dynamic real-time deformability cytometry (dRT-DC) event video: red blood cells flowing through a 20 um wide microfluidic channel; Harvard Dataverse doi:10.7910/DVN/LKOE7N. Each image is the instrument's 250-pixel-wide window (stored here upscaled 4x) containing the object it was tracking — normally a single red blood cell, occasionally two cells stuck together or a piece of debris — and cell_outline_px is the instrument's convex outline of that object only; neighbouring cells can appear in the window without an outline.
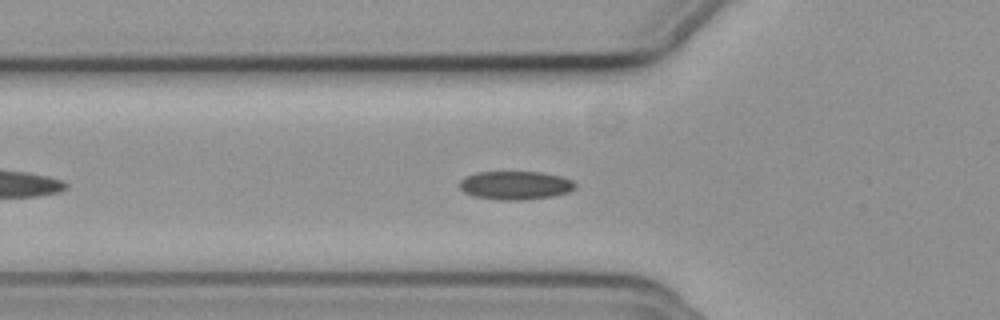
{"species": "common noctule bat (a hibernating species)", "species_latin": "Nyctalus noctula", "temperature_condition": "cold", "stored_images_in_passage": 20, "camera_frame_rate_fps": 3000, "um_per_image_px": 0.085, "animal": {"sex": "female", "body_mass_g": 19.3, "forearm_length_mm": 54.1}, "frame": {"image": 1, "passage_image": 8, "time_ms": 2.333, "image_size_px": [1000, 320], "cell_outline_px": [[576, 188], [568, 192], [552, 196], [524, 200], [496, 200], [476, 196], [464, 192], [460, 188], [460, 180], [464, 176], [476, 172], [540, 172], [560, 176], [572, 180], [576, 184]], "centroid_in_image_um": [43.8, 15.75], "position_along_channel_um": 82.0, "area_um2": 19.25}}
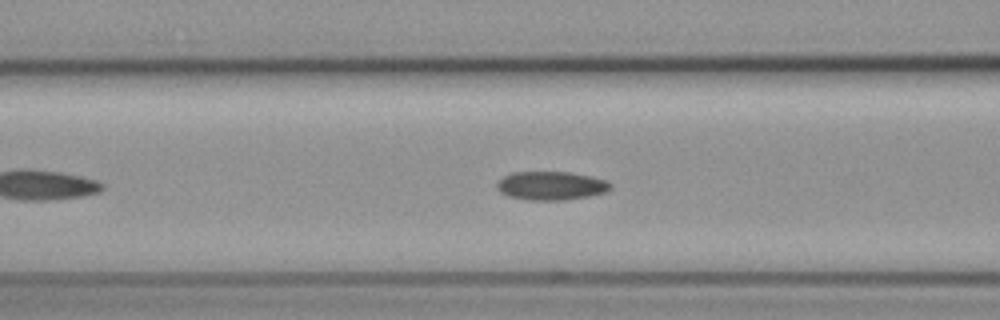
{"frame": {"image": 2, "passage_image": 11, "time_ms": 3.333, "image_size_px": [1000, 320], "cell_outline_px": [[612, 188], [604, 192], [588, 196], [564, 200], [528, 200], [508, 196], [500, 192], [496, 188], [496, 180], [512, 172], [572, 172], [592, 176], [608, 180], [612, 184]], "centroid_in_image_um": [46.83, 15.77], "position_along_channel_um": 119.8, "area_um2": 19.19}}
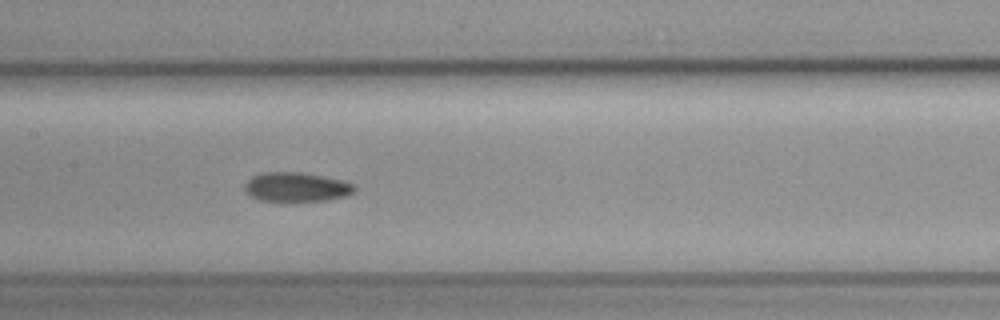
{"frame": {"image": 3, "passage_image": 16, "time_ms": 5.0, "image_size_px": [1000, 320], "cell_outline_px": [[356, 192], [348, 196], [328, 200], [284, 204], [280, 204], [260, 200], [244, 192], [244, 184], [252, 176], [264, 172], [300, 172], [344, 180], [356, 184]], "centroid_in_image_um": [25.22, 15.95], "position_along_channel_um": 182.2, "area_um2": 19.83}}